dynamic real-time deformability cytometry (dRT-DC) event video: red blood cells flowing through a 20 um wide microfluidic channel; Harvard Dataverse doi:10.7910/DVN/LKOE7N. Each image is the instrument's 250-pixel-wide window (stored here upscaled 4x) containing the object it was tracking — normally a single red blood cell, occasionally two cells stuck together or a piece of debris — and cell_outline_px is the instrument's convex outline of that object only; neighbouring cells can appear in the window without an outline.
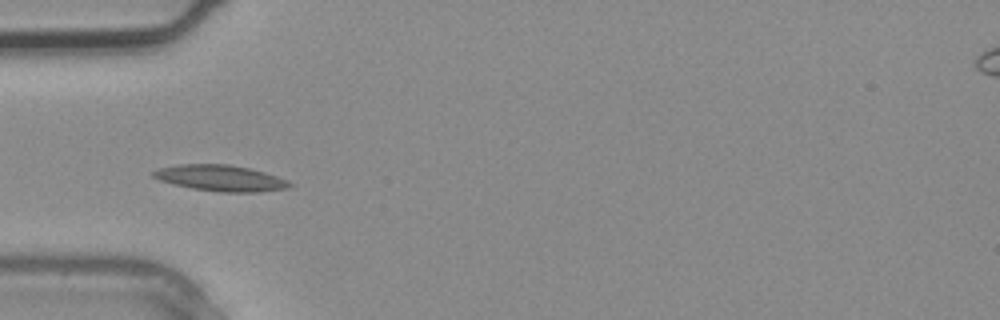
{"species": "common noctule bat (a hibernating species)", "species_latin": "Nyctalus noctula", "temperature_condition": "warm", "stored_images_in_passage": 3, "camera_frame_rate_fps": 3000, "um_per_image_px": 0.085, "animal": {"sex": "male", "body_mass_g": 20.4}, "frame": {"image": 1, "passage_image": 3, "time_ms": 0.667, "image_size_px": [1000, 320], "cell_outline_px": [[292, 184], [288, 188], [260, 192], [220, 192], [192, 188], [160, 180], [152, 176], [152, 172], [156, 168], [176, 164], [228, 164], [248, 168], [264, 172], [288, 180]], "centroid_in_image_um": [18.73, 15.13], "position_along_channel_um": 66.3, "area_um2": 20.63}}